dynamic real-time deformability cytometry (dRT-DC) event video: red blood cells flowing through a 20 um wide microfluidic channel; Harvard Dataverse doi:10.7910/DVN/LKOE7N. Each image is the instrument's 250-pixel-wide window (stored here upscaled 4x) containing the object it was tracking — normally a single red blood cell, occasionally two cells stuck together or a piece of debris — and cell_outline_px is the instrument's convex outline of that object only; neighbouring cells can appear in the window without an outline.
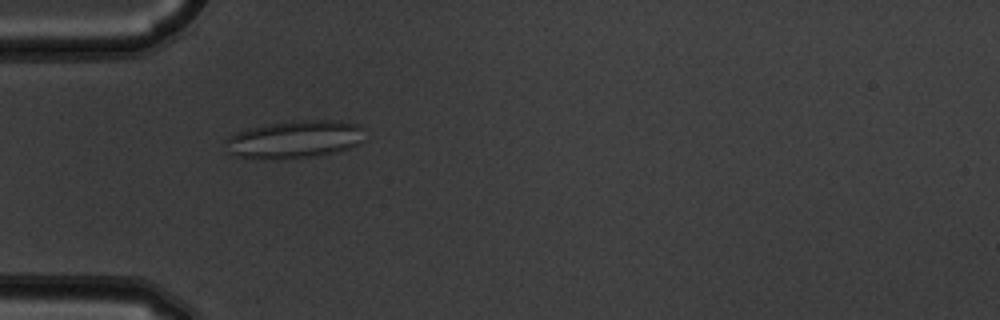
{"species": "common noctule bat (a hibernating species)", "species_latin": "Nyctalus noctula", "temperature_condition": "warm", "stored_images_in_passage": 6, "camera_frame_rate_fps": 3000, "um_per_image_px": 0.085, "animal": {"sex": "male", "body_mass_g": 19.5, "forearm_length_mm": 54.6}, "frame": {"image": 1, "passage_image": 5, "time_ms": 1.333, "image_size_px": [1000, 320], "cell_outline_px": [[360, 128], [356, 144], [340, 152], [316, 156], [276, 160], [236, 156], [228, 152], [224, 140], [228, 136], [236, 132], [248, 128], [272, 124], [300, 120], [340, 120], [356, 124]], "centroid_in_image_um": [24.94, 11.86], "position_along_channel_um": 60.1, "area_um2": 30.23}}
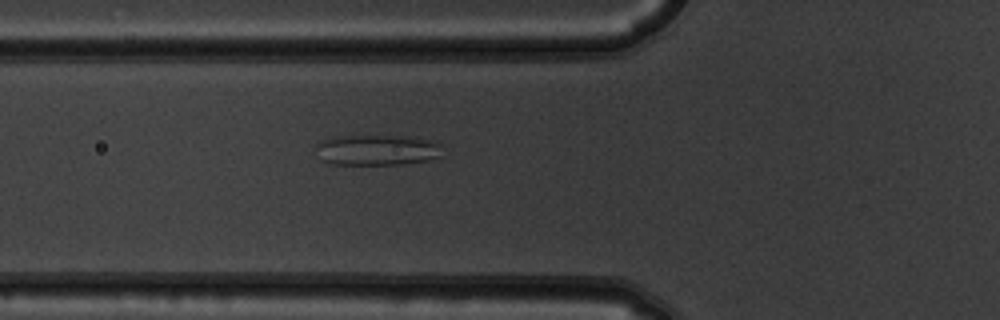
{"frame": {"image": 2, "passage_image": 6, "time_ms": 1.667, "image_size_px": [1000, 320], "cell_outline_px": [[440, 156], [428, 160], [400, 164], [328, 164], [320, 160], [316, 144], [324, 140], [344, 136], [408, 136], [432, 140], [440, 144]], "centroid_in_image_um": [32.05, 12.75], "position_along_channel_um": 93.7, "area_um2": 22.37}}